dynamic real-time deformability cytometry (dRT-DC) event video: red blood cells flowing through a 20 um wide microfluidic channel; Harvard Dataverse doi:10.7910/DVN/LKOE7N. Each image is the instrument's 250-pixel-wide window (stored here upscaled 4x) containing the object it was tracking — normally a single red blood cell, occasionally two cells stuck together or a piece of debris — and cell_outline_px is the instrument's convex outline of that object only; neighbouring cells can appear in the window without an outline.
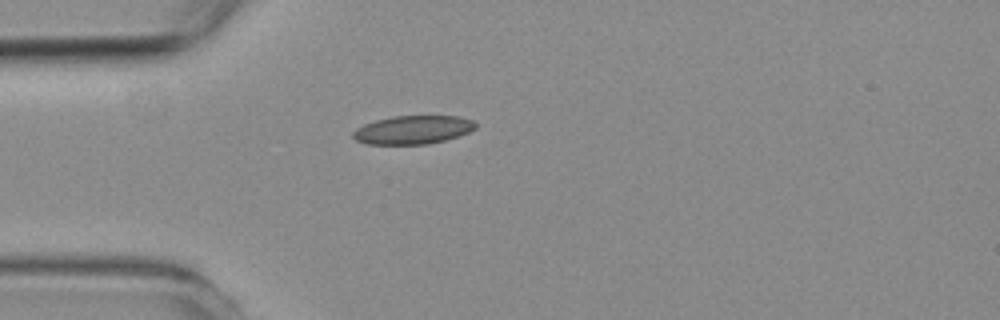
{"species": "common noctule bat (a hibernating species)", "species_latin": "Nyctalus noctula", "temperature_condition": "room temperature", "stored_images_in_passage": 40, "camera_frame_rate_fps": 3000, "um_per_image_px": 0.085, "animal": {"sex": "female", "body_mass_g": 19.3, "forearm_length_mm": 54.1}, "frame": {"image": 1, "passage_image": 1, "time_ms": 0.0, "image_size_px": [1000, 320], "cell_outline_px": [[476, 128], [468, 132], [444, 140], [428, 144], [364, 144], [356, 140], [352, 136], [352, 132], [356, 128], [364, 124], [376, 120], [392, 116], [460, 116], [472, 120], [476, 124]], "centroid_in_image_um": [35.06, 11.03], "position_along_channel_um": 49.9, "area_um2": 20.29}}
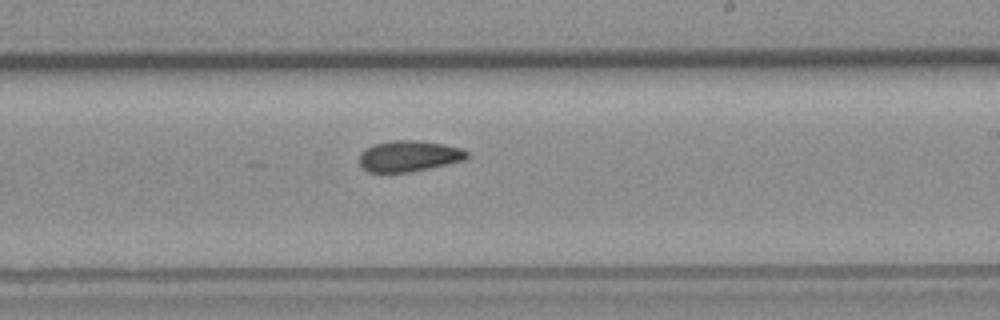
{"frame": {"image": 2, "passage_image": 18, "time_ms": 5.667, "image_size_px": [1000, 320], "cell_outline_px": [[468, 156], [464, 160], [428, 168], [408, 172], [368, 172], [360, 164], [360, 152], [364, 148], [372, 144], [392, 140], [416, 140], [444, 144], [460, 148], [468, 152]], "centroid_in_image_um": [34.72, 13.25], "position_along_channel_um": 254.3, "area_um2": 19.36}}
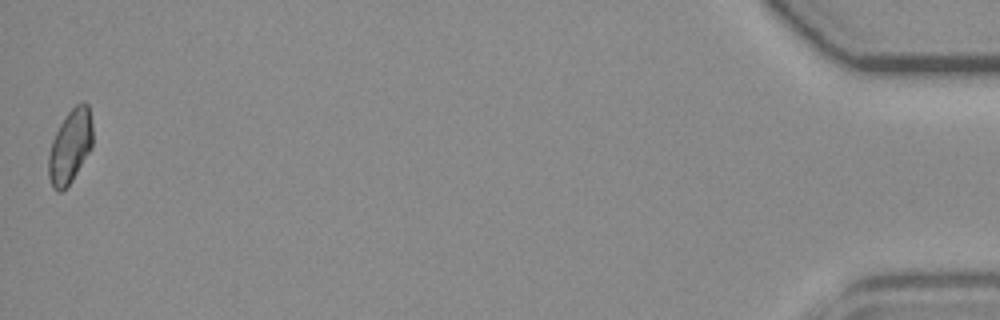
{"frame": {"image": 3, "passage_image": 40, "time_ms": 13.0, "image_size_px": [1000, 320], "cell_outline_px": [[92, 148], [72, 180], [60, 192], [56, 192], [52, 188], [48, 176], [48, 156], [52, 140], [60, 124], [68, 112], [80, 100], [84, 100], [88, 104], [92, 124]], "centroid_in_image_um": [5.96, 12.43], "position_along_channel_um": 429.2, "area_um2": 19.07}, "authors_computed_cell_mechanics": {"area_um2": 19.4208, "velocity_mm_per_s": 3.781, "shape_relaxation_time_tau1_ms": null, "shape_relaxation_time_tau2_ms": 4.1549, "deformation_change_tau1": null, "deformation_change_tau2": 0.081}}